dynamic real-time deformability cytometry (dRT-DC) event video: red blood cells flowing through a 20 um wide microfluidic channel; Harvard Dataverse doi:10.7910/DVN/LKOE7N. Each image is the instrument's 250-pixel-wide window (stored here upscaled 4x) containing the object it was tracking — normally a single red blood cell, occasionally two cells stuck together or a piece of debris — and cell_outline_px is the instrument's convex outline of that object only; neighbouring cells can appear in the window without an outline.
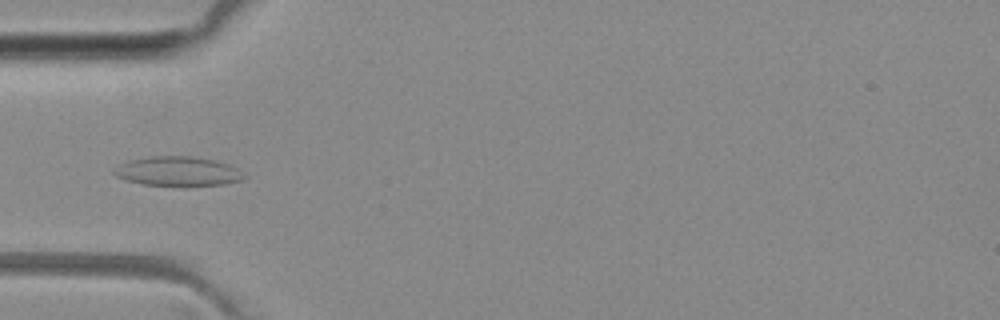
{"species": "common noctule bat (a hibernating species)", "species_latin": "Nyctalus noctula", "temperature_condition": "room temperature", "stored_images_in_passage": 50, "camera_frame_rate_fps": 3000, "um_per_image_px": 0.085, "animal": {"sex": "female", "body_mass_g": 29.2, "forearm_length_mm": 56.3}, "frame": {"image": 1, "passage_image": 16, "time_ms": 5.0, "image_size_px": [1000, 320], "cell_outline_px": [[248, 176], [240, 180], [224, 184], [184, 188], [144, 184], [124, 180], [116, 176], [112, 172], [112, 168], [128, 160], [148, 156], [192, 156], [216, 160], [228, 164], [236, 168]], "centroid_in_image_um": [15.1, 14.59], "position_along_channel_um": 69.9, "area_um2": 23.12}}
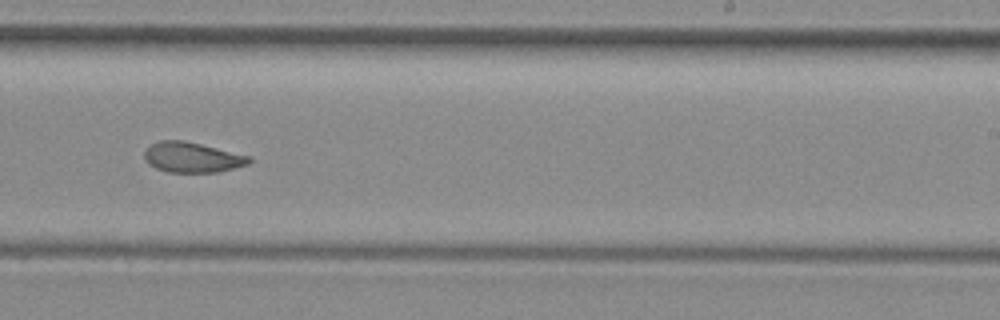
{"frame": {"image": 2, "passage_image": 31, "time_ms": 10.0, "image_size_px": [1000, 320], "cell_outline_px": [[252, 160], [248, 164], [220, 172], [168, 172], [156, 168], [148, 164], [144, 160], [144, 152], [152, 144], [160, 140], [184, 140], [252, 156]], "centroid_in_image_um": [16.35, 13.37], "position_along_channel_um": 272.7, "area_um2": 18.55}}
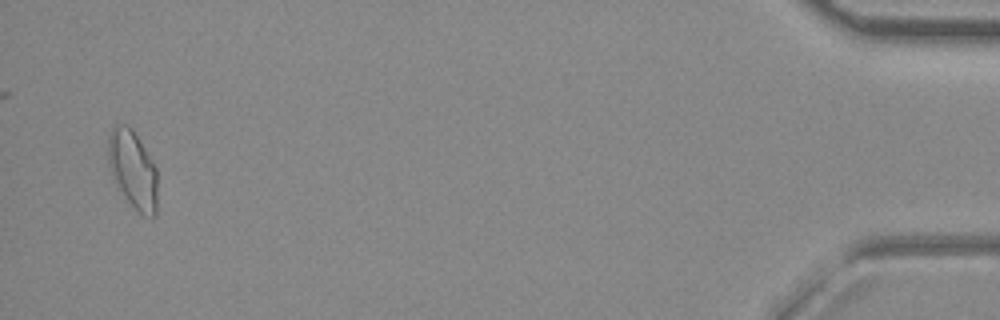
{"frame": {"image": 3, "passage_image": 49, "time_ms": 16.0, "image_size_px": [1000, 320], "cell_outline_px": [[156, 216], [152, 220], [144, 216], [128, 200], [112, 180], [108, 164], [108, 136], [112, 128], [116, 124], [124, 124], [132, 128], [156, 168]], "centroid_in_image_um": [11.27, 14.41], "position_along_channel_um": 423.9, "area_um2": 22.31}, "authors_computed_cell_mechanics": {"area_um2": 19.6231, "velocity_mm_per_s": 4.0525, "shape_relaxation_time_tau1_ms": null, "shape_relaxation_time_tau2_ms": 1.7194, "deformation_change_tau1": null, "deformation_change_tau2": 0.0611}}